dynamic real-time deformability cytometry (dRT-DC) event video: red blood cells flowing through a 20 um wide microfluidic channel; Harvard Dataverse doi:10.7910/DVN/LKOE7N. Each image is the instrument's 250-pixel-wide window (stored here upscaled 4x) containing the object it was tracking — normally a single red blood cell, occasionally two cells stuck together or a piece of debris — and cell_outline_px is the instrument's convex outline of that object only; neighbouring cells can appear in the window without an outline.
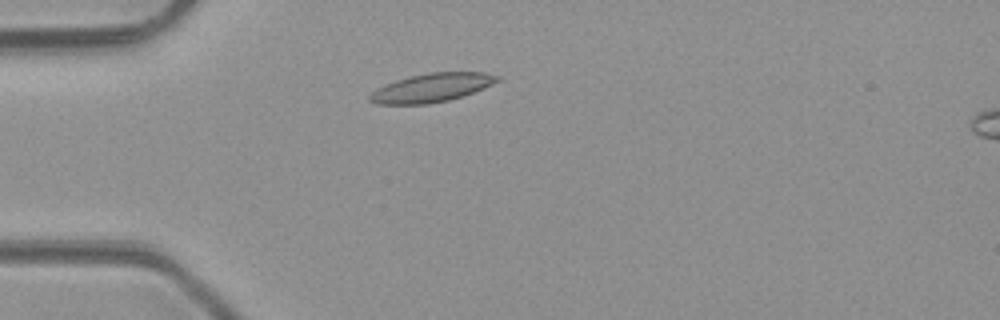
{"species": "common noctule bat (a hibernating species)", "species_latin": "Nyctalus noctula", "temperature_condition": "room temperature", "stored_images_in_passage": 4, "camera_frame_rate_fps": 3000, "um_per_image_px": 0.085, "animal": {"sex": "male", "body_mass_g": 23.1, "forearm_length_mm": 52.7}, "frame": {"image": 1, "passage_image": 3, "time_ms": 2.0, "image_size_px": [1000, 320], "cell_outline_px": [[500, 80], [492, 84], [472, 92], [448, 100], [428, 104], [376, 104], [368, 100], [368, 96], [376, 88], [396, 80], [428, 72], [484, 72], [500, 76]], "centroid_in_image_um": [36.66, 7.45], "position_along_channel_um": 48.3, "area_um2": 21.1}}